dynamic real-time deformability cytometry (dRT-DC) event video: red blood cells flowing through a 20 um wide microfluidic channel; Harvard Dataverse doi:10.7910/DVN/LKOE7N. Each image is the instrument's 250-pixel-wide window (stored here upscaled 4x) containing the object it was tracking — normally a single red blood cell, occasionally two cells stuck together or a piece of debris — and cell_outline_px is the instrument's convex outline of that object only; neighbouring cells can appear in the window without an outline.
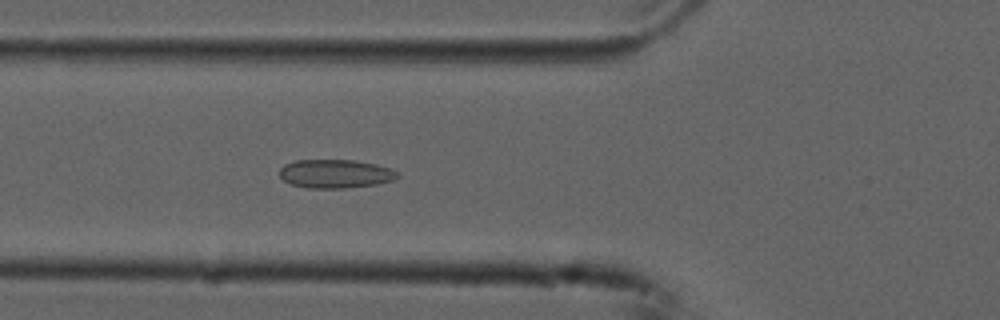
{"species": "common noctule bat (a hibernating species)", "species_latin": "Nyctalus noctula", "temperature_condition": "cold", "stored_images_in_passage": 38, "camera_frame_rate_fps": 3000, "um_per_image_px": 0.085, "animal": {"sex": "male", "forearm_length_mm": 52.5}, "frame": {"image": 1, "passage_image": 3, "time_ms": 0.667, "image_size_px": [1000, 320], "cell_outline_px": [[400, 176], [392, 180], [376, 184], [348, 188], [308, 188], [292, 184], [284, 180], [280, 176], [280, 168], [284, 164], [296, 160], [356, 160], [376, 164], [392, 168], [400, 172]], "centroid_in_image_um": [28.55, 14.76], "position_along_channel_um": 97.3, "area_um2": 19.83}}
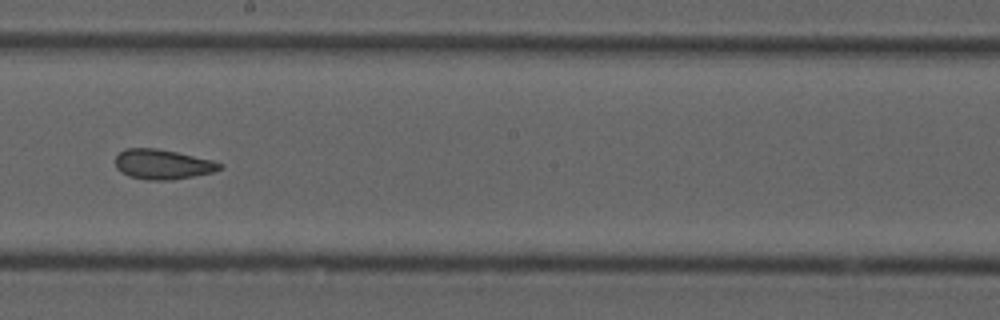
{"frame": {"image": 2, "passage_image": 14, "time_ms": 4.333, "image_size_px": [1000, 320], "cell_outline_px": [[224, 168], [212, 172], [172, 180], [148, 180], [128, 176], [116, 168], [116, 156], [124, 148], [156, 148], [176, 152], [212, 160], [224, 164]], "centroid_in_image_um": [13.82, 13.96], "position_along_channel_um": 234.4, "area_um2": 18.15}}
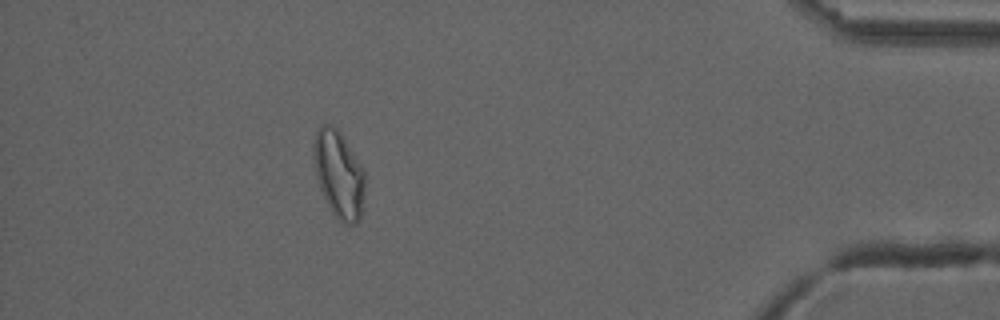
{"frame": {"image": 3, "passage_image": 32, "time_ms": 10.333, "image_size_px": [1000, 320], "cell_outline_px": [[364, 188], [360, 216], [356, 224], [344, 224], [332, 212], [320, 188], [316, 176], [312, 156], [312, 144], [316, 128], [324, 124], [332, 124], [340, 132], [360, 164], [364, 172]], "centroid_in_image_um": [28.75, 14.77], "position_along_channel_um": 406.5, "area_um2": 25.89}, "authors_computed_cell_mechanics": {"area_um2": 18.7561, "velocity_mm_per_s": 3.7311, "shape_relaxation_time_tau1_ms": null, "shape_relaxation_time_tau2_ms": 2.4636, "deformation_change_tau1": null, "deformation_change_tau2": 0.0708}}